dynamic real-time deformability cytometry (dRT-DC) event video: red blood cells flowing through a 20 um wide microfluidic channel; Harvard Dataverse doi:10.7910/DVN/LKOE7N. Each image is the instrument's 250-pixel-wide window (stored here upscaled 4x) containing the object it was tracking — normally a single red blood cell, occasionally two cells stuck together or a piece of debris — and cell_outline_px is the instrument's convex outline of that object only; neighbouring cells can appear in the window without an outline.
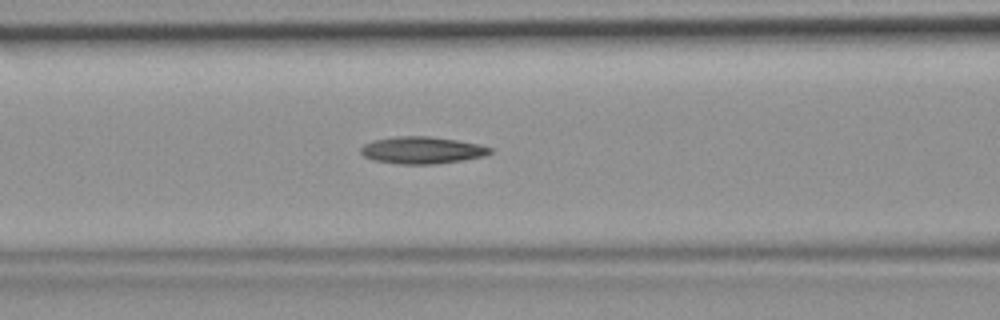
{"species": "common noctule bat (a hibernating species)", "species_latin": "Nyctalus noctula", "temperature_condition": "room temperature", "stored_images_in_passage": 34, "camera_frame_rate_fps": 3000, "um_per_image_px": 0.085, "animal": {"sex": "female", "body_mass_g": 19.9}, "frame": {"image": 1, "passage_image": 10, "time_ms": 3.0, "image_size_px": [1000, 320], "cell_outline_px": [[492, 152], [484, 156], [464, 160], [436, 164], [404, 164], [376, 160], [364, 156], [360, 152], [360, 148], [364, 144], [372, 140], [396, 136], [428, 136], [456, 140], [480, 144], [492, 148]], "centroid_in_image_um": [35.89, 12.76], "position_along_channel_um": 130.7, "area_um2": 20.35}}